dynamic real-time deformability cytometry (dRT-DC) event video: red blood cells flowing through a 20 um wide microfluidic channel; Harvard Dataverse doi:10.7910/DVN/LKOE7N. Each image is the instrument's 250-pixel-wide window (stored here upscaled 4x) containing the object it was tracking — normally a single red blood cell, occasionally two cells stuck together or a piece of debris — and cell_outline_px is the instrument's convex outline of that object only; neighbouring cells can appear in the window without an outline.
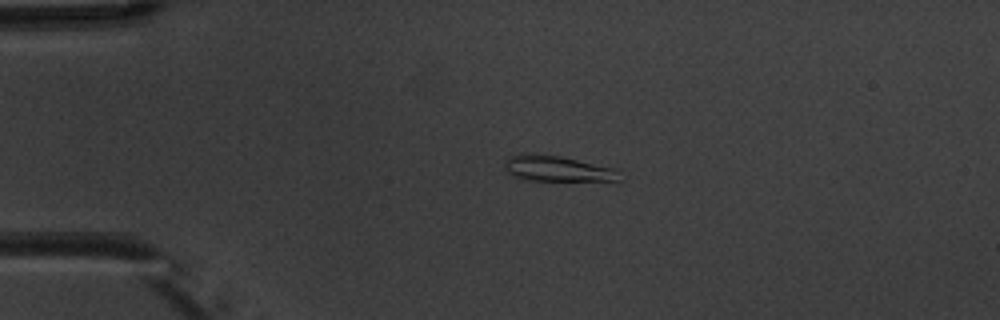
{"species": "common noctule bat (a hibernating species)", "species_latin": "Nyctalus noctula", "temperature_condition": "warm", "stored_images_in_passage": 3, "camera_frame_rate_fps": 3000, "um_per_image_px": 0.085, "animal": {"sex": "male", "body_mass_g": 20.1, "forearm_length_mm": 53.5}, "frame": {"image": 1, "passage_image": 1, "time_ms": 0.0, "image_size_px": [1000, 320], "cell_outline_px": [[620, 180], [528, 180], [504, 172], [504, 160], [508, 156], [520, 152], [560, 156], [616, 168]], "centroid_in_image_um": [47.27, 14.3], "position_along_channel_um": 37.7, "area_um2": 17.17}}
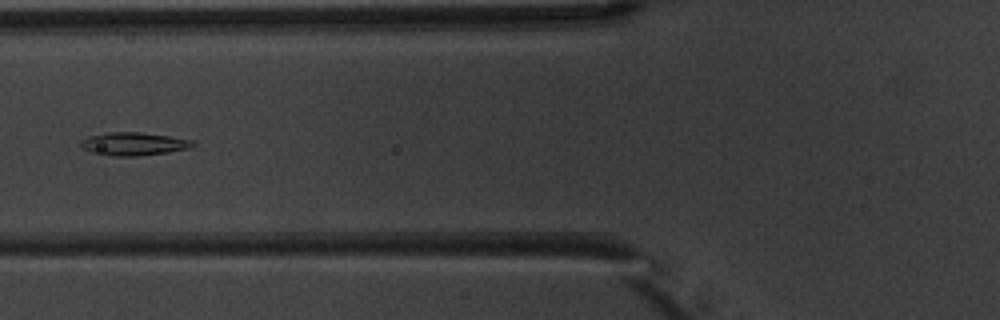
{"frame": {"image": 2, "passage_image": 3, "time_ms": 3.0, "image_size_px": [1000, 320], "cell_outline_px": [[196, 144], [188, 148], [168, 152], [140, 156], [116, 156], [92, 152], [80, 148], [80, 140], [88, 136], [108, 132], [140, 132], [168, 136], [192, 140]], "centroid_in_image_um": [11.32, 12.23], "position_along_channel_um": 114.5, "area_um2": 15.03}}